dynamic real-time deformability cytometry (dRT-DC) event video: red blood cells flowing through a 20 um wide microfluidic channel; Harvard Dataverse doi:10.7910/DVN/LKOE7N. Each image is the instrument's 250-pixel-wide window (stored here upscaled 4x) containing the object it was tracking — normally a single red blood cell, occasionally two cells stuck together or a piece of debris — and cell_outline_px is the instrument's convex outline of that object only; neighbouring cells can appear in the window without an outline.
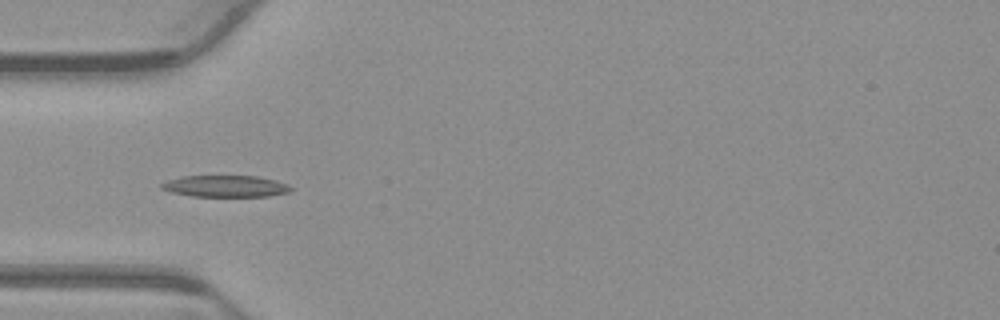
{"species": "common noctule bat (a hibernating species)", "species_latin": "Nyctalus noctula", "temperature_condition": "warm", "stored_images_in_passage": 25, "camera_frame_rate_fps": 3000, "um_per_image_px": 0.085, "animal": {"sex": "male", "body_mass_g": 23.1, "forearm_length_mm": 52.7}, "frame": {"image": 1, "passage_image": 3, "time_ms": 0.667, "image_size_px": [1000, 320], "cell_outline_px": [[292, 192], [268, 196], [192, 196], [172, 192], [160, 188], [160, 184], [168, 180], [184, 176], [256, 176], [276, 180], [288, 184], [292, 188]], "centroid_in_image_um": [19.2, 15.82], "position_along_channel_um": 65.8, "area_um2": 16.24}}
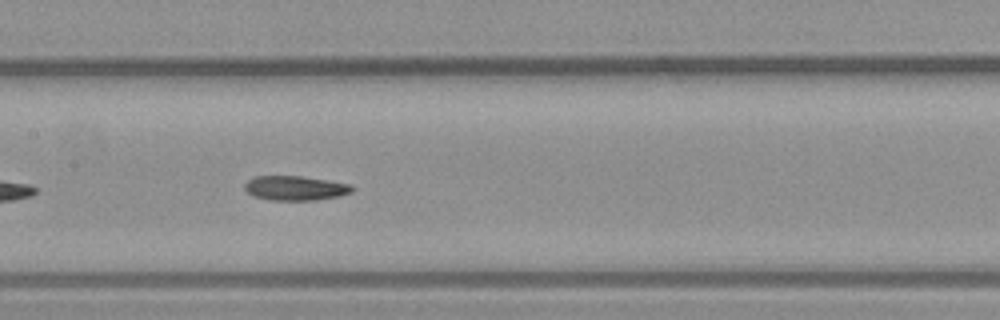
{"frame": {"image": 2, "passage_image": 12, "time_ms": 3.667, "image_size_px": [1000, 320], "cell_outline_px": [[356, 188], [352, 192], [340, 196], [316, 200], [272, 200], [256, 196], [248, 192], [244, 188], [244, 184], [248, 180], [256, 176], [300, 176], [328, 180], [352, 184]], "centroid_in_image_um": [25.16, 15.98], "position_along_channel_um": 182.2, "area_um2": 15.37}}
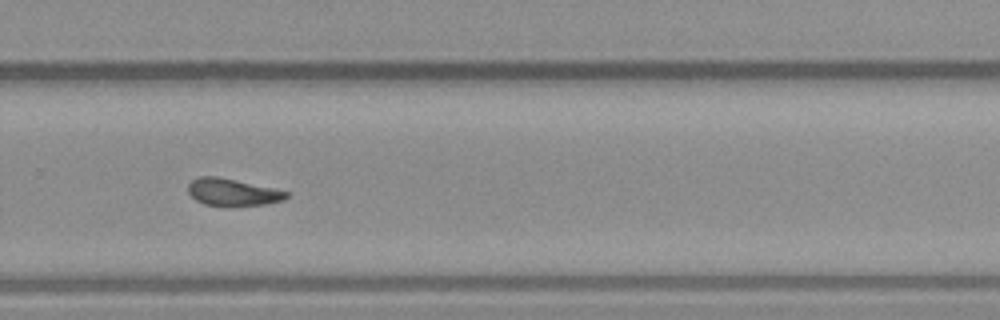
{"frame": {"image": 3, "passage_image": 22, "time_ms": 7.0, "image_size_px": [1000, 320], "cell_outline_px": [[288, 196], [284, 200], [268, 204], [204, 204], [196, 200], [188, 192], [188, 184], [192, 180], [200, 176], [216, 176], [272, 188], [288, 192]], "centroid_in_image_um": [19.75, 16.31], "position_along_channel_um": 310.0, "area_um2": 14.91}}